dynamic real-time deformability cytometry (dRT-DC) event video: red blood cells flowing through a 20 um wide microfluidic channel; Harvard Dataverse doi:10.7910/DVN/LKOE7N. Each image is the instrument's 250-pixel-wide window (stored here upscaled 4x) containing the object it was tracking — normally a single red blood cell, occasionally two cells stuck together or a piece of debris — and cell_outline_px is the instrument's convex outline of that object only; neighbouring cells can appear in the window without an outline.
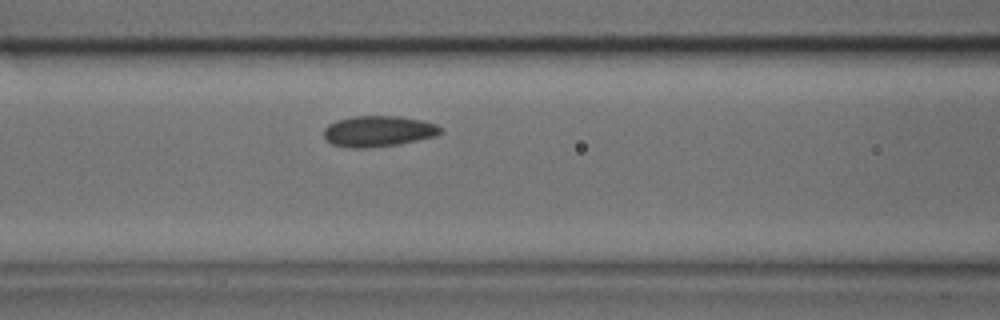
{"species": "common noctule bat (a hibernating species)", "species_latin": "Nyctalus noctula", "temperature_condition": "cold", "stored_images_in_passage": 27, "camera_frame_rate_fps": 3000, "um_per_image_px": 0.085, "animal": {"sex": "male", "body_mass_g": 17.9, "forearm_length_mm": 54.2}, "frame": {"image": 1, "passage_image": 6, "time_ms": 1.667, "image_size_px": [1000, 320], "cell_outline_px": [[444, 132], [436, 136], [396, 144], [368, 148], [348, 148], [332, 144], [324, 136], [324, 128], [328, 124], [336, 120], [352, 116], [400, 116], [420, 120], [436, 124]], "centroid_in_image_um": [32.13, 11.15], "position_along_channel_um": 134.5, "area_um2": 20.98}}
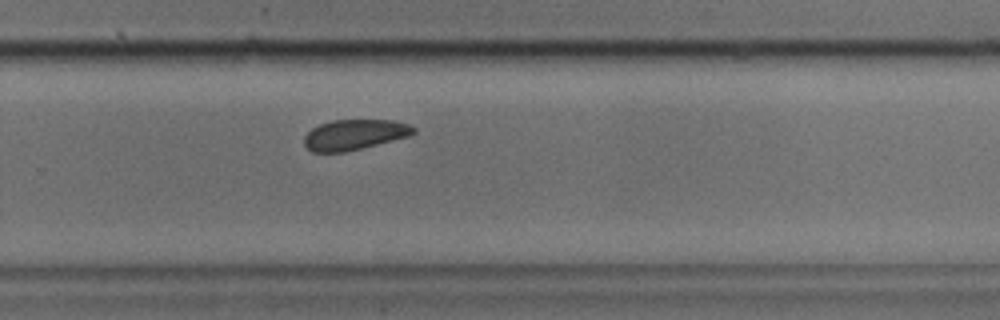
{"frame": {"image": 2, "passage_image": 17, "time_ms": 5.333, "image_size_px": [1000, 320], "cell_outline_px": [[416, 132], [408, 136], [344, 152], [312, 152], [304, 144], [304, 136], [312, 128], [320, 124], [332, 120], [392, 120], [408, 124], [416, 128]], "centroid_in_image_um": [30.11, 11.44], "position_along_channel_um": 299.7, "area_um2": 19.13}}
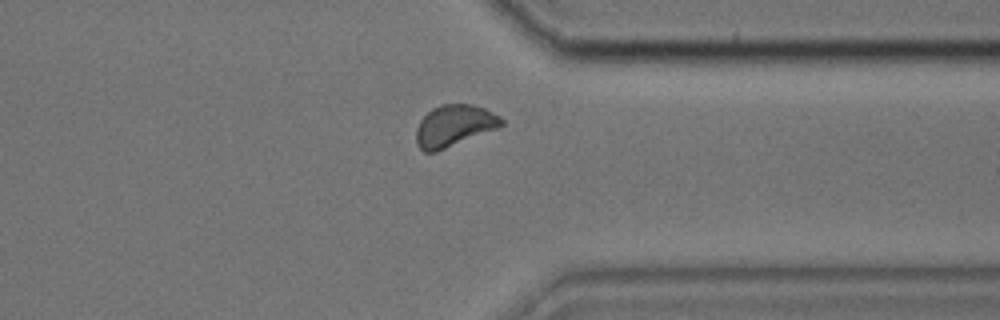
{"frame": {"image": 3, "passage_image": 22, "time_ms": 7.0, "image_size_px": [1000, 320], "cell_outline_px": [[504, 124], [500, 128], [436, 152], [424, 152], [416, 144], [416, 128], [420, 120], [432, 108], [440, 104], [472, 104], [484, 108], [500, 116], [504, 120]], "centroid_in_image_um": [38.62, 10.69], "position_along_channel_um": 372.8, "area_um2": 20.92}}